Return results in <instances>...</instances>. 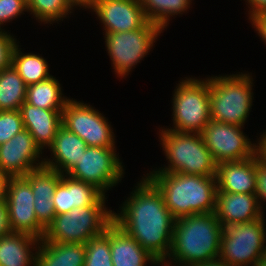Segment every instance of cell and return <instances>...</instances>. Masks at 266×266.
<instances>
[{"instance_id":"obj_2","label":"cell","mask_w":266,"mask_h":266,"mask_svg":"<svg viewBox=\"0 0 266 266\" xmlns=\"http://www.w3.org/2000/svg\"><path fill=\"white\" fill-rule=\"evenodd\" d=\"M221 233L222 225L215 212L176 219L172 247L167 257L171 261L163 262L162 266H173L172 262L177 266H192L218 258Z\"/></svg>"},{"instance_id":"obj_4","label":"cell","mask_w":266,"mask_h":266,"mask_svg":"<svg viewBox=\"0 0 266 266\" xmlns=\"http://www.w3.org/2000/svg\"><path fill=\"white\" fill-rule=\"evenodd\" d=\"M159 139L168 160V166L159 173H181L216 176L217 162L204 145L200 133L160 130Z\"/></svg>"},{"instance_id":"obj_1","label":"cell","mask_w":266,"mask_h":266,"mask_svg":"<svg viewBox=\"0 0 266 266\" xmlns=\"http://www.w3.org/2000/svg\"><path fill=\"white\" fill-rule=\"evenodd\" d=\"M144 177L123 203L121 212L113 213V221L163 263L171 251L176 219L158 188Z\"/></svg>"},{"instance_id":"obj_22","label":"cell","mask_w":266,"mask_h":266,"mask_svg":"<svg viewBox=\"0 0 266 266\" xmlns=\"http://www.w3.org/2000/svg\"><path fill=\"white\" fill-rule=\"evenodd\" d=\"M87 145L78 135L61 126L49 147L52 159L44 158V166L65 175L77 165Z\"/></svg>"},{"instance_id":"obj_19","label":"cell","mask_w":266,"mask_h":266,"mask_svg":"<svg viewBox=\"0 0 266 266\" xmlns=\"http://www.w3.org/2000/svg\"><path fill=\"white\" fill-rule=\"evenodd\" d=\"M255 156L241 161L217 163V192L255 193Z\"/></svg>"},{"instance_id":"obj_29","label":"cell","mask_w":266,"mask_h":266,"mask_svg":"<svg viewBox=\"0 0 266 266\" xmlns=\"http://www.w3.org/2000/svg\"><path fill=\"white\" fill-rule=\"evenodd\" d=\"M27 9L39 23H55L72 13L74 9L67 0H27ZM71 10V11H70Z\"/></svg>"},{"instance_id":"obj_38","label":"cell","mask_w":266,"mask_h":266,"mask_svg":"<svg viewBox=\"0 0 266 266\" xmlns=\"http://www.w3.org/2000/svg\"><path fill=\"white\" fill-rule=\"evenodd\" d=\"M259 138V142L257 143V154L266 161V132H264Z\"/></svg>"},{"instance_id":"obj_16","label":"cell","mask_w":266,"mask_h":266,"mask_svg":"<svg viewBox=\"0 0 266 266\" xmlns=\"http://www.w3.org/2000/svg\"><path fill=\"white\" fill-rule=\"evenodd\" d=\"M34 195V212L38 223L46 230L56 216L53 195L62 174L45 166L30 171L24 176Z\"/></svg>"},{"instance_id":"obj_34","label":"cell","mask_w":266,"mask_h":266,"mask_svg":"<svg viewBox=\"0 0 266 266\" xmlns=\"http://www.w3.org/2000/svg\"><path fill=\"white\" fill-rule=\"evenodd\" d=\"M255 168H256V179H255V195L258 203L262 208V200L266 201V161L263 160L258 154L255 155ZM261 200V201H260Z\"/></svg>"},{"instance_id":"obj_21","label":"cell","mask_w":266,"mask_h":266,"mask_svg":"<svg viewBox=\"0 0 266 266\" xmlns=\"http://www.w3.org/2000/svg\"><path fill=\"white\" fill-rule=\"evenodd\" d=\"M110 251L113 266L162 265L114 221L110 223Z\"/></svg>"},{"instance_id":"obj_15","label":"cell","mask_w":266,"mask_h":266,"mask_svg":"<svg viewBox=\"0 0 266 266\" xmlns=\"http://www.w3.org/2000/svg\"><path fill=\"white\" fill-rule=\"evenodd\" d=\"M90 9L103 23L104 33L137 30L149 21L140 0H94Z\"/></svg>"},{"instance_id":"obj_14","label":"cell","mask_w":266,"mask_h":266,"mask_svg":"<svg viewBox=\"0 0 266 266\" xmlns=\"http://www.w3.org/2000/svg\"><path fill=\"white\" fill-rule=\"evenodd\" d=\"M42 153L32 135L23 129L0 145V175L5 177L25 176L30 171L43 167L44 159L41 158V162L39 161Z\"/></svg>"},{"instance_id":"obj_18","label":"cell","mask_w":266,"mask_h":266,"mask_svg":"<svg viewBox=\"0 0 266 266\" xmlns=\"http://www.w3.org/2000/svg\"><path fill=\"white\" fill-rule=\"evenodd\" d=\"M263 213L255 194L217 192L215 215L221 225L250 222Z\"/></svg>"},{"instance_id":"obj_5","label":"cell","mask_w":266,"mask_h":266,"mask_svg":"<svg viewBox=\"0 0 266 266\" xmlns=\"http://www.w3.org/2000/svg\"><path fill=\"white\" fill-rule=\"evenodd\" d=\"M211 77L208 78L210 119L244 126L253 103L252 76L241 72V74Z\"/></svg>"},{"instance_id":"obj_24","label":"cell","mask_w":266,"mask_h":266,"mask_svg":"<svg viewBox=\"0 0 266 266\" xmlns=\"http://www.w3.org/2000/svg\"><path fill=\"white\" fill-rule=\"evenodd\" d=\"M85 257V244L40 241L35 266H84Z\"/></svg>"},{"instance_id":"obj_31","label":"cell","mask_w":266,"mask_h":266,"mask_svg":"<svg viewBox=\"0 0 266 266\" xmlns=\"http://www.w3.org/2000/svg\"><path fill=\"white\" fill-rule=\"evenodd\" d=\"M24 129L20 110L0 111V145Z\"/></svg>"},{"instance_id":"obj_28","label":"cell","mask_w":266,"mask_h":266,"mask_svg":"<svg viewBox=\"0 0 266 266\" xmlns=\"http://www.w3.org/2000/svg\"><path fill=\"white\" fill-rule=\"evenodd\" d=\"M192 0H140L146 18L162 30L169 25L170 17L190 8Z\"/></svg>"},{"instance_id":"obj_25","label":"cell","mask_w":266,"mask_h":266,"mask_svg":"<svg viewBox=\"0 0 266 266\" xmlns=\"http://www.w3.org/2000/svg\"><path fill=\"white\" fill-rule=\"evenodd\" d=\"M60 83L55 77L27 86L26 102L47 110H63L69 98L62 96Z\"/></svg>"},{"instance_id":"obj_23","label":"cell","mask_w":266,"mask_h":266,"mask_svg":"<svg viewBox=\"0 0 266 266\" xmlns=\"http://www.w3.org/2000/svg\"><path fill=\"white\" fill-rule=\"evenodd\" d=\"M40 241L35 236L26 233L11 232L1 236L0 266H30L32 264L35 266L36 250Z\"/></svg>"},{"instance_id":"obj_36","label":"cell","mask_w":266,"mask_h":266,"mask_svg":"<svg viewBox=\"0 0 266 266\" xmlns=\"http://www.w3.org/2000/svg\"><path fill=\"white\" fill-rule=\"evenodd\" d=\"M250 20L252 26L256 29L257 33L266 44V13L255 15Z\"/></svg>"},{"instance_id":"obj_37","label":"cell","mask_w":266,"mask_h":266,"mask_svg":"<svg viewBox=\"0 0 266 266\" xmlns=\"http://www.w3.org/2000/svg\"><path fill=\"white\" fill-rule=\"evenodd\" d=\"M248 5L251 7L249 9V20L255 15L266 13V0H246Z\"/></svg>"},{"instance_id":"obj_26","label":"cell","mask_w":266,"mask_h":266,"mask_svg":"<svg viewBox=\"0 0 266 266\" xmlns=\"http://www.w3.org/2000/svg\"><path fill=\"white\" fill-rule=\"evenodd\" d=\"M26 92L27 85L12 65L0 71V111L20 110Z\"/></svg>"},{"instance_id":"obj_8","label":"cell","mask_w":266,"mask_h":266,"mask_svg":"<svg viewBox=\"0 0 266 266\" xmlns=\"http://www.w3.org/2000/svg\"><path fill=\"white\" fill-rule=\"evenodd\" d=\"M174 89L173 127L176 132L201 133L210 119V81L187 78Z\"/></svg>"},{"instance_id":"obj_39","label":"cell","mask_w":266,"mask_h":266,"mask_svg":"<svg viewBox=\"0 0 266 266\" xmlns=\"http://www.w3.org/2000/svg\"><path fill=\"white\" fill-rule=\"evenodd\" d=\"M67 1L72 7L75 6L74 8H77L79 6L81 8L82 7L85 8V9L91 8L93 5V2H94V0H67Z\"/></svg>"},{"instance_id":"obj_11","label":"cell","mask_w":266,"mask_h":266,"mask_svg":"<svg viewBox=\"0 0 266 266\" xmlns=\"http://www.w3.org/2000/svg\"><path fill=\"white\" fill-rule=\"evenodd\" d=\"M62 126L78 135L87 146L115 147V136L106 117L89 104L69 99L62 110Z\"/></svg>"},{"instance_id":"obj_12","label":"cell","mask_w":266,"mask_h":266,"mask_svg":"<svg viewBox=\"0 0 266 266\" xmlns=\"http://www.w3.org/2000/svg\"><path fill=\"white\" fill-rule=\"evenodd\" d=\"M242 128L213 120L205 126L200 135L217 163L241 161L257 154L256 143H251Z\"/></svg>"},{"instance_id":"obj_6","label":"cell","mask_w":266,"mask_h":266,"mask_svg":"<svg viewBox=\"0 0 266 266\" xmlns=\"http://www.w3.org/2000/svg\"><path fill=\"white\" fill-rule=\"evenodd\" d=\"M113 213L105 205L75 207L67 213L56 215L41 241L85 244L105 232L113 221Z\"/></svg>"},{"instance_id":"obj_41","label":"cell","mask_w":266,"mask_h":266,"mask_svg":"<svg viewBox=\"0 0 266 266\" xmlns=\"http://www.w3.org/2000/svg\"><path fill=\"white\" fill-rule=\"evenodd\" d=\"M7 177L0 175V201L5 199Z\"/></svg>"},{"instance_id":"obj_9","label":"cell","mask_w":266,"mask_h":266,"mask_svg":"<svg viewBox=\"0 0 266 266\" xmlns=\"http://www.w3.org/2000/svg\"><path fill=\"white\" fill-rule=\"evenodd\" d=\"M162 31L157 24L148 21L137 30L105 33V46L115 74L120 78L128 75L132 67L150 52Z\"/></svg>"},{"instance_id":"obj_35","label":"cell","mask_w":266,"mask_h":266,"mask_svg":"<svg viewBox=\"0 0 266 266\" xmlns=\"http://www.w3.org/2000/svg\"><path fill=\"white\" fill-rule=\"evenodd\" d=\"M6 200L0 201V237L11 233Z\"/></svg>"},{"instance_id":"obj_20","label":"cell","mask_w":266,"mask_h":266,"mask_svg":"<svg viewBox=\"0 0 266 266\" xmlns=\"http://www.w3.org/2000/svg\"><path fill=\"white\" fill-rule=\"evenodd\" d=\"M20 111L24 129L32 135L41 150L49 148L62 126V110L41 109L25 101Z\"/></svg>"},{"instance_id":"obj_32","label":"cell","mask_w":266,"mask_h":266,"mask_svg":"<svg viewBox=\"0 0 266 266\" xmlns=\"http://www.w3.org/2000/svg\"><path fill=\"white\" fill-rule=\"evenodd\" d=\"M24 11H28L27 0H0V31L4 23L18 18Z\"/></svg>"},{"instance_id":"obj_42","label":"cell","mask_w":266,"mask_h":266,"mask_svg":"<svg viewBox=\"0 0 266 266\" xmlns=\"http://www.w3.org/2000/svg\"><path fill=\"white\" fill-rule=\"evenodd\" d=\"M256 266H266V255L257 263Z\"/></svg>"},{"instance_id":"obj_27","label":"cell","mask_w":266,"mask_h":266,"mask_svg":"<svg viewBox=\"0 0 266 266\" xmlns=\"http://www.w3.org/2000/svg\"><path fill=\"white\" fill-rule=\"evenodd\" d=\"M20 49L16 44L12 53L11 65L27 86L52 76L49 74L48 63L42 56L33 53L24 54Z\"/></svg>"},{"instance_id":"obj_3","label":"cell","mask_w":266,"mask_h":266,"mask_svg":"<svg viewBox=\"0 0 266 266\" xmlns=\"http://www.w3.org/2000/svg\"><path fill=\"white\" fill-rule=\"evenodd\" d=\"M146 175L161 192L166 207L175 219L215 212L216 176L159 173L157 169Z\"/></svg>"},{"instance_id":"obj_33","label":"cell","mask_w":266,"mask_h":266,"mask_svg":"<svg viewBox=\"0 0 266 266\" xmlns=\"http://www.w3.org/2000/svg\"><path fill=\"white\" fill-rule=\"evenodd\" d=\"M16 39L8 32L0 31V71L11 66L12 53L15 47Z\"/></svg>"},{"instance_id":"obj_17","label":"cell","mask_w":266,"mask_h":266,"mask_svg":"<svg viewBox=\"0 0 266 266\" xmlns=\"http://www.w3.org/2000/svg\"><path fill=\"white\" fill-rule=\"evenodd\" d=\"M105 197L106 195L94 185L62 174V179L56 186L52 199L56 215H60L75 207L105 205V199H107Z\"/></svg>"},{"instance_id":"obj_30","label":"cell","mask_w":266,"mask_h":266,"mask_svg":"<svg viewBox=\"0 0 266 266\" xmlns=\"http://www.w3.org/2000/svg\"><path fill=\"white\" fill-rule=\"evenodd\" d=\"M84 266H113L110 251V224L105 232L85 243Z\"/></svg>"},{"instance_id":"obj_40","label":"cell","mask_w":266,"mask_h":266,"mask_svg":"<svg viewBox=\"0 0 266 266\" xmlns=\"http://www.w3.org/2000/svg\"><path fill=\"white\" fill-rule=\"evenodd\" d=\"M192 266H229V265L218 257L215 259L208 260L206 262L197 263Z\"/></svg>"},{"instance_id":"obj_7","label":"cell","mask_w":266,"mask_h":266,"mask_svg":"<svg viewBox=\"0 0 266 266\" xmlns=\"http://www.w3.org/2000/svg\"><path fill=\"white\" fill-rule=\"evenodd\" d=\"M264 218L222 225L218 257L229 266H256L266 255Z\"/></svg>"},{"instance_id":"obj_10","label":"cell","mask_w":266,"mask_h":266,"mask_svg":"<svg viewBox=\"0 0 266 266\" xmlns=\"http://www.w3.org/2000/svg\"><path fill=\"white\" fill-rule=\"evenodd\" d=\"M115 147L87 146L82 156L66 175L94 185L104 195L121 182L124 169Z\"/></svg>"},{"instance_id":"obj_13","label":"cell","mask_w":266,"mask_h":266,"mask_svg":"<svg viewBox=\"0 0 266 266\" xmlns=\"http://www.w3.org/2000/svg\"><path fill=\"white\" fill-rule=\"evenodd\" d=\"M5 200L10 230L30 234L42 240L45 229L38 223L34 212V195L24 176L7 177Z\"/></svg>"}]
</instances>
